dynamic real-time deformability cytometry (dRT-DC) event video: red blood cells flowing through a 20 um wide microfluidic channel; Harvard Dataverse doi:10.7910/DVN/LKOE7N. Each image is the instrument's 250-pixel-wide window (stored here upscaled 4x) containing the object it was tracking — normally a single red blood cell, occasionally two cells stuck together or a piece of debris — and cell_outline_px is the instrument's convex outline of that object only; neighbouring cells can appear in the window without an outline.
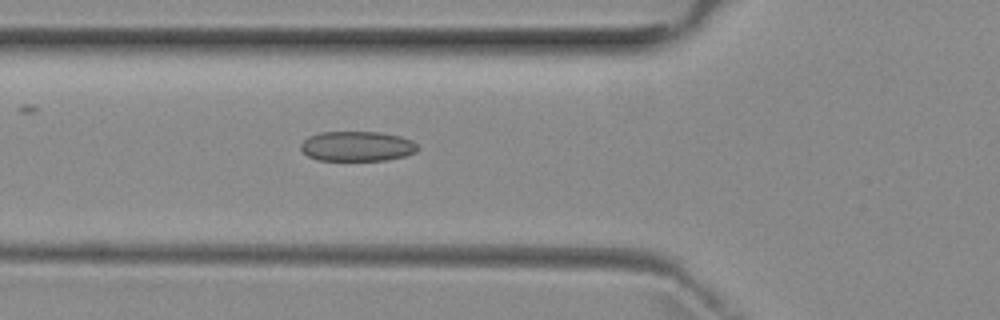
{"species": "common noctule bat (a hibernating species)", "species_latin": "Nyctalus noctula", "temperature_condition": "room temperature", "stored_images_in_passage": 6, "camera_frame_rate_fps": 3000, "um_per_image_px": 0.085, "animal": {"sex": "female", "body_mass_g": 29.2, "forearm_length_mm": 56.3}, "frame": {"image": 1, "passage_image": 6, "time_ms": 6.667, "image_size_px": [1000, 320], "cell_outline_px": [[420, 148], [416, 152], [404, 156], [388, 160], [316, 160], [308, 156], [300, 148], [300, 144], [308, 136], [320, 132], [380, 132], [400, 136], [412, 140]], "centroid_in_image_um": [30.36, 12.43], "position_along_channel_um": 95.4, "area_um2": 20.52}}